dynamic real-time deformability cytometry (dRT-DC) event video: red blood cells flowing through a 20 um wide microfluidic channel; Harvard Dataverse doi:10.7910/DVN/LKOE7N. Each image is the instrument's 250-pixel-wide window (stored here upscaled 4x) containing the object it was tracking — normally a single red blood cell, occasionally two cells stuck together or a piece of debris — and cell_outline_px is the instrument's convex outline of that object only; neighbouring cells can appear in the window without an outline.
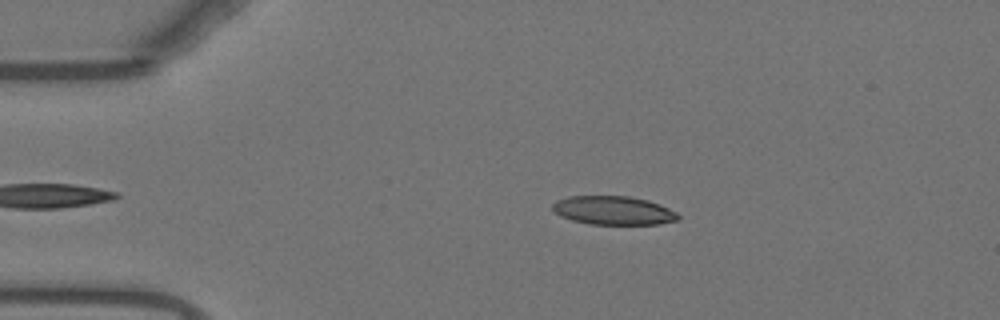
{"species": "Egyptian fruit bat (a non-hibernating species)", "species_latin": "Rousettus aegyptiacus", "temperature_condition": "warm", "stored_images_in_passage": 45, "camera_frame_rate_fps": 3000, "um_per_image_px": 0.085, "animal": {"sex": "female"}, "frame": {"image": 1, "passage_image": 8, "time_ms": 2.333, "image_size_px": [1000, 320], "cell_outline_px": [[680, 220], [660, 224], [592, 224], [572, 220], [560, 216], [552, 208], [552, 204], [556, 200], [568, 196], [628, 196], [648, 200], [660, 204], [676, 212], [680, 216]], "centroid_in_image_um": [52.16, 17.88], "position_along_channel_um": 32.8, "area_um2": 21.04}}
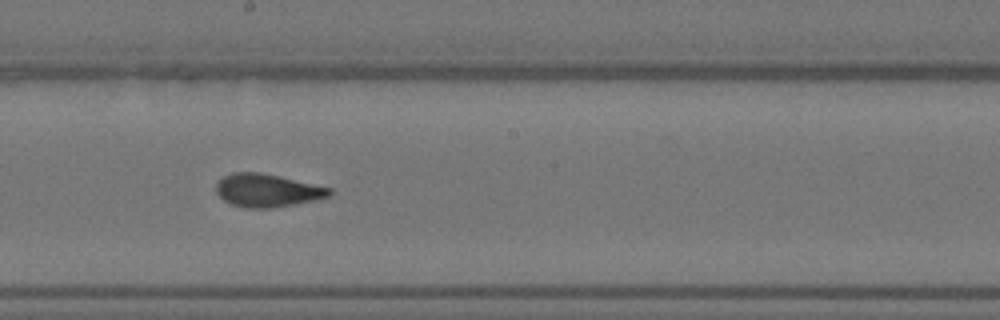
{"frame": {"image": 2, "passage_image": 27, "time_ms": 8.667, "image_size_px": [1000, 320], "cell_outline_px": [[332, 196], [316, 200], [296, 204], [272, 208], [248, 208], [232, 204], [224, 200], [216, 192], [216, 180], [232, 172], [260, 172], [332, 188]], "centroid_in_image_um": [22.72, 16.18], "position_along_channel_um": 225.5, "area_um2": 21.91}}
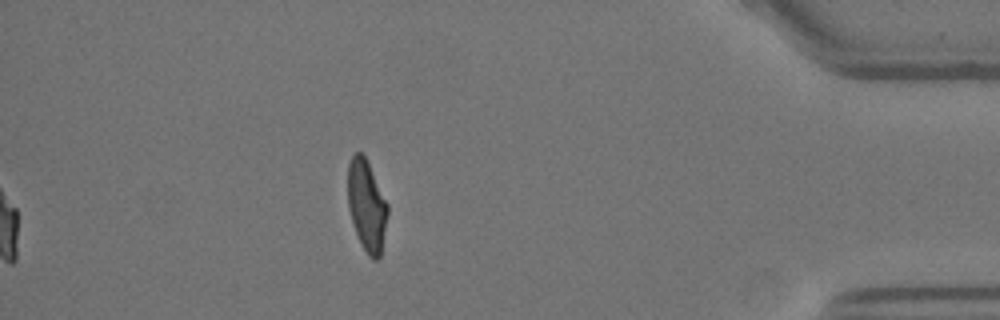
{"frame": {"image": 3, "passage_image": 45, "time_ms": 14.667, "image_size_px": [1000, 320], "cell_outline_px": [[388, 216], [380, 256], [376, 260], [372, 260], [368, 256], [360, 244], [348, 208], [348, 164], [352, 156], [356, 152], [360, 152], [364, 156], [388, 204]], "centroid_in_image_um": [31.17, 17.52], "position_along_channel_um": 404.0, "area_um2": 20.98}, "authors_computed_cell_mechanics": {"area_um2": 21.7328, "velocity_mm_per_s": 3.7483, "shape_relaxation_time_tau1_ms": 7.9891, "shape_relaxation_time_tau2_ms": 1.6514, "deformation_change_tau1": 0.2531, "deformation_change_tau2": 0.0814}}